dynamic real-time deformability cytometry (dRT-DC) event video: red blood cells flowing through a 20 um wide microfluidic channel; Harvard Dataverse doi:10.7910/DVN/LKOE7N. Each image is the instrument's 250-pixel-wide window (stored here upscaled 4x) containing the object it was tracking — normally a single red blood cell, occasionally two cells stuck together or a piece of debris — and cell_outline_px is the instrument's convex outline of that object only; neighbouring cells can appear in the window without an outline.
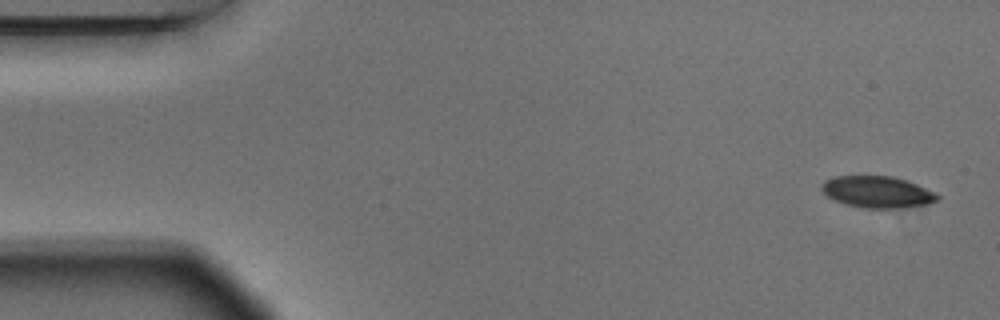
{"species": "Egyptian fruit bat (a non-hibernating species)", "species_latin": "Rousettus aegyptiacus", "temperature_condition": "warm", "stored_images_in_passage": 9, "camera_frame_rate_fps": 3000, "um_per_image_px": 0.085, "animal": {"sex": "male"}, "frame": {"image": 1, "passage_image": 1, "time_ms": 0.0, "image_size_px": [1000, 320], "cell_outline_px": [[940, 200], [928, 204], [892, 208], [864, 208], [848, 204], [836, 200], [828, 196], [820, 188], [820, 184], [824, 180], [836, 176], [892, 176], [916, 184], [936, 192], [940, 196]], "centroid_in_image_um": [74.59, 16.31], "position_along_channel_um": 10.4, "area_um2": 21.15}}
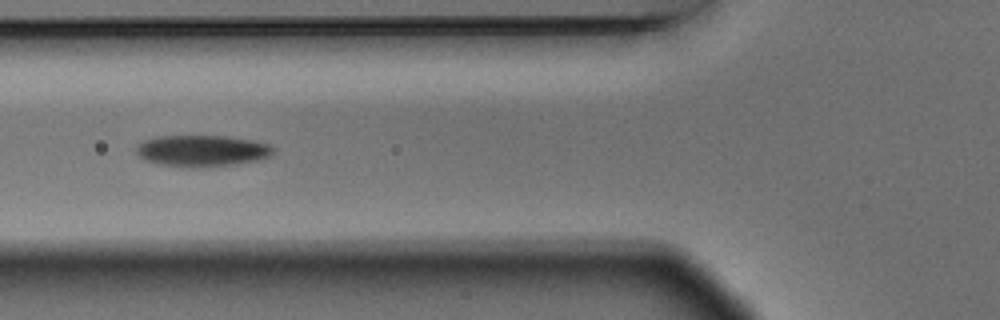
{"frame": {"image": 2, "passage_image": 6, "time_ms": 1.667, "image_size_px": [1000, 320], "cell_outline_px": [[272, 152], [268, 156], [256, 160], [236, 164], [200, 168], [192, 168], [160, 164], [144, 160], [136, 152], [136, 144], [144, 140], [160, 136], [228, 136], [256, 140], [268, 144], [272, 148]], "centroid_in_image_um": [17.14, 12.82], "position_along_channel_um": 108.7, "area_um2": 25.14}}
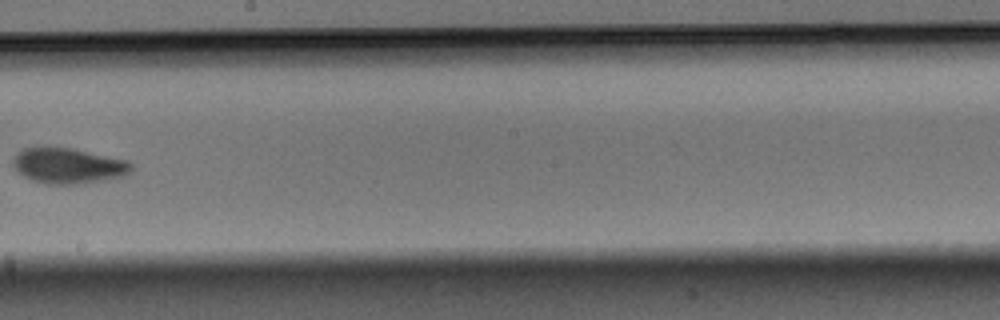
{"frame": {"image": 3, "passage_image": 9, "time_ms": 2.667, "image_size_px": [1000, 320], "cell_outline_px": [[132, 168], [128, 176], [108, 180], [84, 184], [44, 184], [32, 180], [24, 176], [12, 164], [12, 160], [24, 148], [44, 144], [72, 148], [128, 160], [132, 164]], "centroid_in_image_um": [5.83, 14.07], "position_along_channel_um": 242.4, "area_um2": 25.26}}